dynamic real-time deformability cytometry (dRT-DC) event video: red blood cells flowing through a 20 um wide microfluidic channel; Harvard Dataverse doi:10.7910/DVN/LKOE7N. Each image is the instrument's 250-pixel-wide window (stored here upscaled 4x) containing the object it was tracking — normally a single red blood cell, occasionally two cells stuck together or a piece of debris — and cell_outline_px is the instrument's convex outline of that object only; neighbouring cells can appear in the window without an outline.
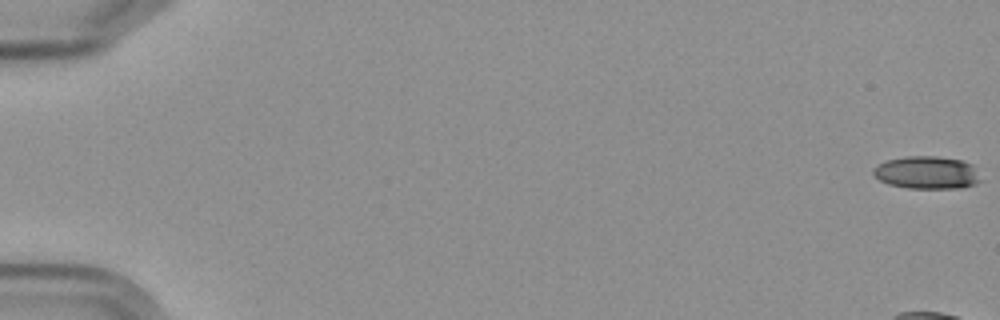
{"species": "Egyptian fruit bat (a non-hibernating species)", "species_latin": "Rousettus aegyptiacus", "temperature_condition": "cold", "stored_images_in_passage": 6, "camera_frame_rate_fps": 3000, "um_per_image_px": 0.085, "frame": {"image": 1, "passage_image": 1, "time_ms": 0.0, "image_size_px": [1000, 320], "cell_outline_px": [[980, 180], [976, 184], [960, 188], [908, 188], [888, 184], [872, 176], [872, 168], [876, 164], [888, 160], [904, 156], [936, 156], [960, 160], [972, 164]], "centroid_in_image_um": [78.72, 14.67], "position_along_channel_um": 6.3, "area_um2": 20.52}}